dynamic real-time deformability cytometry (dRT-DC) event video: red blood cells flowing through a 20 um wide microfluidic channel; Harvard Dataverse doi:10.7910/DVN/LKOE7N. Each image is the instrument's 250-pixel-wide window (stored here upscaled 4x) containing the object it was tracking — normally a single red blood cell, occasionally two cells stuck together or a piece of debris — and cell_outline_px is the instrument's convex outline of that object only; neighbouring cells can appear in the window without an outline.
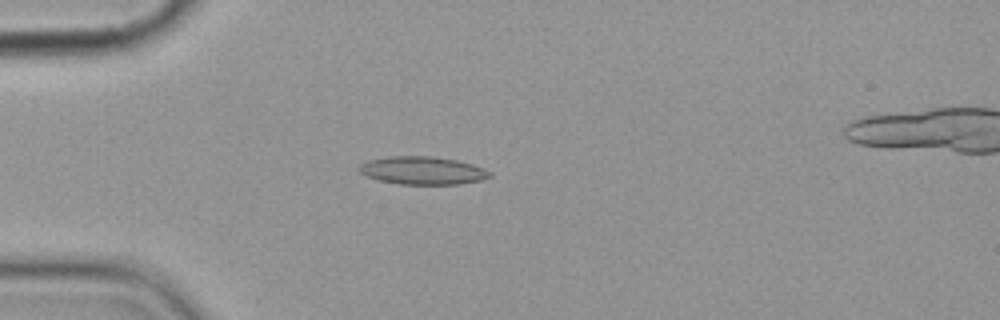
{"species": "common noctule bat (a hibernating species)", "species_latin": "Nyctalus noctula", "temperature_condition": "cold", "stored_images_in_passage": 7, "camera_frame_rate_fps": 3000, "um_per_image_px": 0.085, "animal": {"sex": "female", "body_mass_g": 19.9}, "frame": {"image": 1, "passage_image": 5, "time_ms": 5.0, "image_size_px": [1000, 320], "cell_outline_px": [[492, 176], [480, 180], [460, 184], [400, 184], [380, 180], [368, 176], [360, 172], [360, 164], [368, 160], [388, 156], [432, 156], [456, 160], [472, 164], [492, 172]], "centroid_in_image_um": [35.94, 14.49], "position_along_channel_um": 49.1, "area_um2": 21.1}}
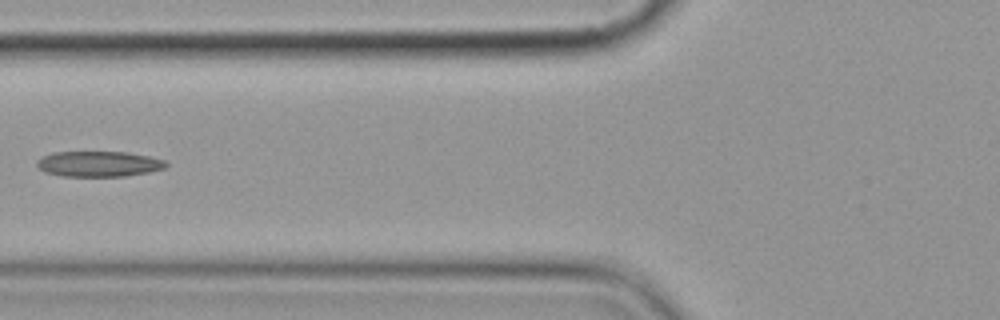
{"frame": {"image": 2, "passage_image": 7, "time_ms": 7.333, "image_size_px": [1000, 320], "cell_outline_px": [[168, 164], [164, 168], [148, 172], [124, 176], [60, 176], [44, 172], [36, 164], [36, 160], [40, 156], [52, 152], [128, 152], [148, 156], [164, 160]], "centroid_in_image_um": [8.34, 13.93], "position_along_channel_um": 117.5, "area_um2": 19.25}}